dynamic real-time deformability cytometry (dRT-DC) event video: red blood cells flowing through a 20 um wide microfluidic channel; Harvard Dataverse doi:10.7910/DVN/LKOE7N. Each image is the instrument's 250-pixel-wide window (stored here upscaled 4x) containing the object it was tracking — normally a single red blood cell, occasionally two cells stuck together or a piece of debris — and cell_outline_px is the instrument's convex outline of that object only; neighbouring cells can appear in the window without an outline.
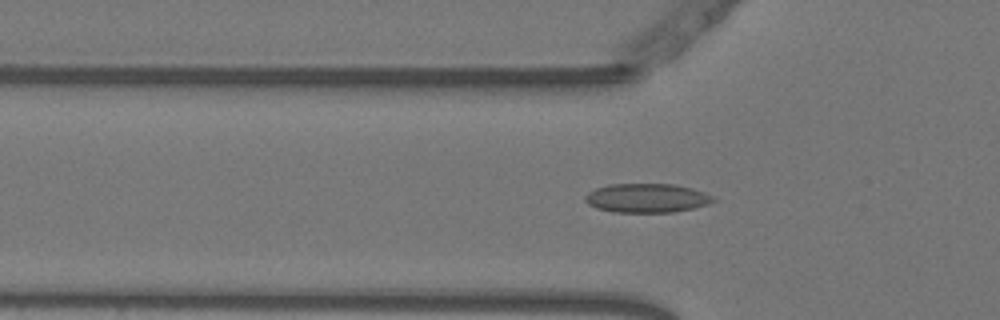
{"species": "Egyptian fruit bat (a non-hibernating species)", "species_latin": "Rousettus aegyptiacus", "temperature_condition": "warm", "stored_images_in_passage": 53, "camera_frame_rate_fps": 3000, "um_per_image_px": 0.085, "animal": {"sex": "female"}, "frame": {"image": 1, "passage_image": 17, "time_ms": 5.333, "image_size_px": [1000, 320], "cell_outline_px": [[716, 200], [708, 204], [692, 208], [672, 212], [612, 212], [596, 208], [588, 204], [584, 200], [584, 196], [588, 192], [596, 188], [612, 184], [672, 184], [692, 188], [704, 192], [712, 196]], "centroid_in_image_um": [54.95, 16.83], "position_along_channel_um": 70.9, "area_um2": 21.62}}
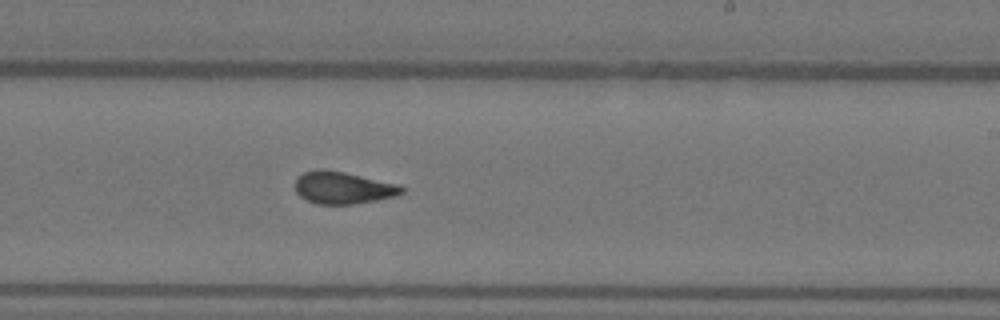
{"frame": {"image": 2, "passage_image": 32, "time_ms": 10.333, "image_size_px": [1000, 320], "cell_outline_px": [[404, 192], [396, 196], [376, 200], [352, 204], [316, 204], [300, 196], [296, 192], [296, 176], [304, 172], [320, 168], [324, 168], [344, 172], [396, 184], [404, 188]], "centroid_in_image_um": [29.12, 15.95], "position_along_channel_um": 259.9, "area_um2": 19.88}}
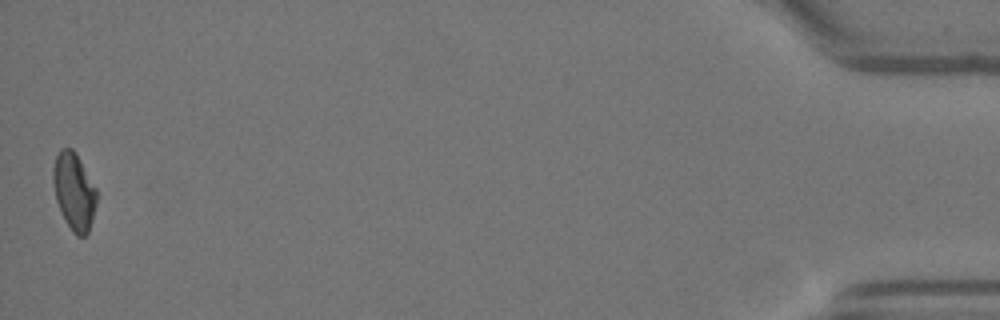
{"frame": {"image": 3, "passage_image": 53, "time_ms": 17.333, "image_size_px": [1000, 320], "cell_outline_px": [[96, 204], [92, 220], [88, 232], [84, 236], [76, 236], [72, 232], [64, 220], [56, 200], [52, 180], [52, 168], [56, 156], [60, 148], [72, 148], [76, 152], [96, 188]], "centroid_in_image_um": [6.27, 16.26], "position_along_channel_um": 428.9, "area_um2": 19.71}, "authors_computed_cell_mechanics": {"area_um2": 20.23, "velocity_mm_per_s": 3.7657, "shape_relaxation_time_tau1_ms": null, "shape_relaxation_time_tau2_ms": 0.9716, "deformation_change_tau1": null, "deformation_change_tau2": 0.081}}